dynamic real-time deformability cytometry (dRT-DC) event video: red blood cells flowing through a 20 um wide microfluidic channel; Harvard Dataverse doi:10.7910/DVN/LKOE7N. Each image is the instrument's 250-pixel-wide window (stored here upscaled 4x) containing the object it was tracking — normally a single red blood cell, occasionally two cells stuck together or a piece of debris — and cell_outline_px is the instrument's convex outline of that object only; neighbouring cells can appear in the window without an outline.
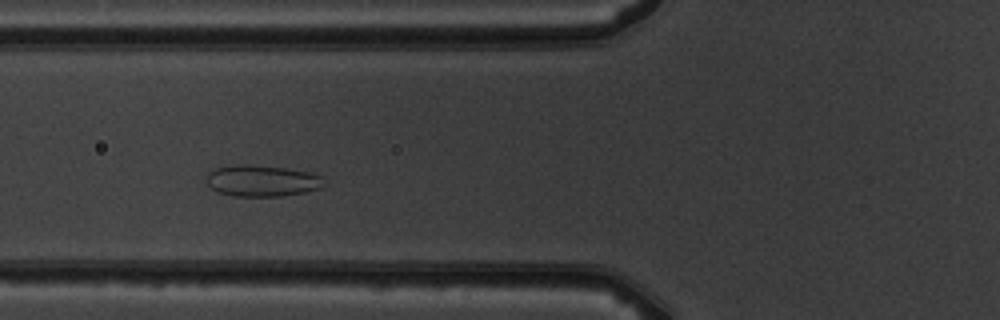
{"species": "common noctule bat (a hibernating species)", "species_latin": "Nyctalus noctula", "temperature_condition": "warm", "stored_images_in_passage": 4, "camera_frame_rate_fps": 3000, "um_per_image_px": 0.085, "animal": {"sex": "male", "body_mass_g": 19.5, "forearm_length_mm": 54.6}, "frame": {"image": 1, "passage_image": 2, "time_ms": 1.0, "image_size_px": [1000, 320], "cell_outline_px": [[328, 184], [320, 188], [304, 192], [280, 196], [232, 196], [220, 192], [212, 188], [208, 184], [208, 172], [212, 168], [240, 164], [252, 164], [288, 168], [312, 172], [320, 176]], "centroid_in_image_um": [22.31, 15.35], "position_along_channel_um": 103.5, "area_um2": 21.68}}